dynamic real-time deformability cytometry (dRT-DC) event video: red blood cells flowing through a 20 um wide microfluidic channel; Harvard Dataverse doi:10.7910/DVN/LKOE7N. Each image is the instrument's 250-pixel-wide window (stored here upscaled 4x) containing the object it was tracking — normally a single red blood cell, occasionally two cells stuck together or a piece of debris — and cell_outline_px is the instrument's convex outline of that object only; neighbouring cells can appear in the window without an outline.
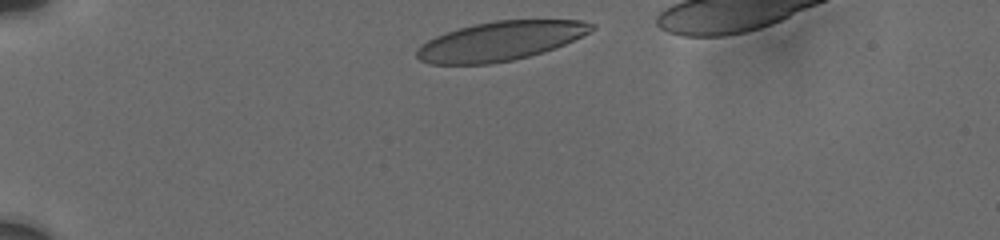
{"species": "human", "species_latin": "Homo sapiens", "temperature_condition": "cold", "stored_images_in_passage": 17, "camera_frame_rate_fps": 3000, "um_per_image_px": 0.085, "donor": {"sex": "male"}, "frame": {"image": 1, "passage_image": 1, "time_ms": 0.0, "image_size_px": [1000, 240], "cell_outline_px": [[596, 28], [564, 44], [544, 52], [512, 60], [492, 64], [428, 64], [420, 60], [416, 56], [416, 52], [420, 44], [436, 36], [460, 28], [476, 24], [496, 20], [584, 20], [596, 24]], "centroid_in_image_um": [42.52, 3.49], "position_along_channel_um": 42.5, "area_um2": 39.65}}
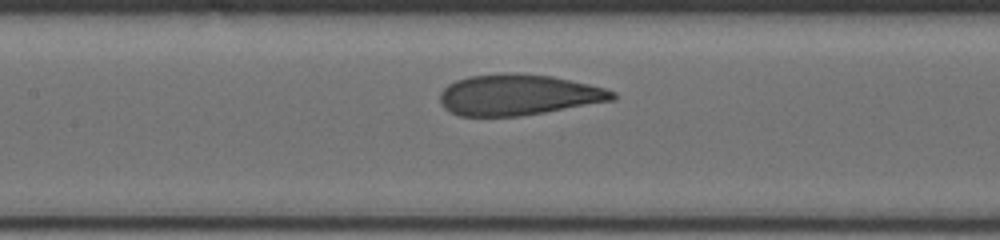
{"frame": {"image": 2, "passage_image": 10, "time_ms": 4.667, "image_size_px": [1000, 240], "cell_outline_px": [[616, 96], [612, 100], [544, 112], [520, 116], [460, 116], [444, 108], [440, 104], [440, 92], [448, 84], [456, 80], [468, 76], [504, 72], [516, 72], [552, 76], [588, 84], [604, 88], [616, 92]], "centroid_in_image_um": [44.01, 8.05], "position_along_channel_um": 163.4, "area_um2": 41.1}}
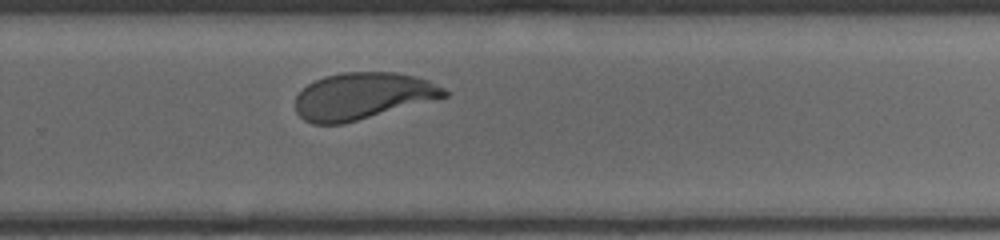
{"frame": {"image": 3, "passage_image": 17, "time_ms": 8.333, "image_size_px": [1000, 240], "cell_outline_px": [[448, 96], [344, 124], [312, 124], [304, 120], [296, 112], [296, 96], [308, 84], [324, 76], [340, 72], [396, 72], [416, 76], [428, 80], [444, 88], [448, 92]], "centroid_in_image_um": [30.81, 8.16], "position_along_channel_um": 299.0, "area_um2": 40.58}}